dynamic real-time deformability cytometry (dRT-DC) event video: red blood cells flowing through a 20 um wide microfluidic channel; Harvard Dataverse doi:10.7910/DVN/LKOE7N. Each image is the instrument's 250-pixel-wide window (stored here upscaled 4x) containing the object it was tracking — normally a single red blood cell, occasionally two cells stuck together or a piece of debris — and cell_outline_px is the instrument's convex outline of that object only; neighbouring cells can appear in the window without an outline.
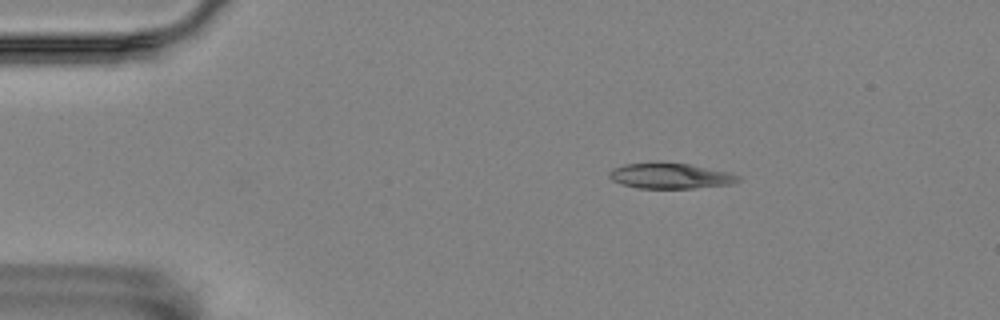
{"species": "Egyptian fruit bat (a non-hibernating species)", "species_latin": "Rousettus aegyptiacus", "temperature_condition": "room temperature", "stored_images_in_passage": 48, "camera_frame_rate_fps": 3000, "um_per_image_px": 0.085, "animal": {"sex": "female"}, "frame": {"image": 1, "passage_image": 1, "time_ms": 0.0, "image_size_px": [1000, 320], "cell_outline_px": [[740, 180], [732, 184], [692, 188], [636, 188], [620, 184], [612, 180], [608, 176], [608, 172], [612, 168], [624, 164], [660, 160], [688, 164], [732, 172], [740, 176]], "centroid_in_image_um": [56.94, 14.92], "position_along_channel_um": 28.1, "area_um2": 19.83}}
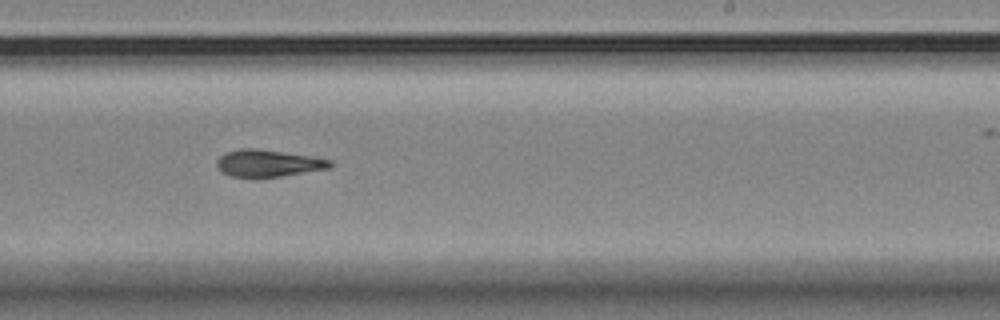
{"frame": {"image": 2, "passage_image": 26, "time_ms": 8.333, "image_size_px": [1000, 320], "cell_outline_px": [[332, 164], [328, 168], [280, 176], [232, 176], [220, 172], [216, 164], [216, 160], [224, 152], [240, 148], [256, 148], [308, 156], [332, 160]], "centroid_in_image_um": [22.72, 13.85], "position_along_channel_um": 266.3, "area_um2": 17.46}}
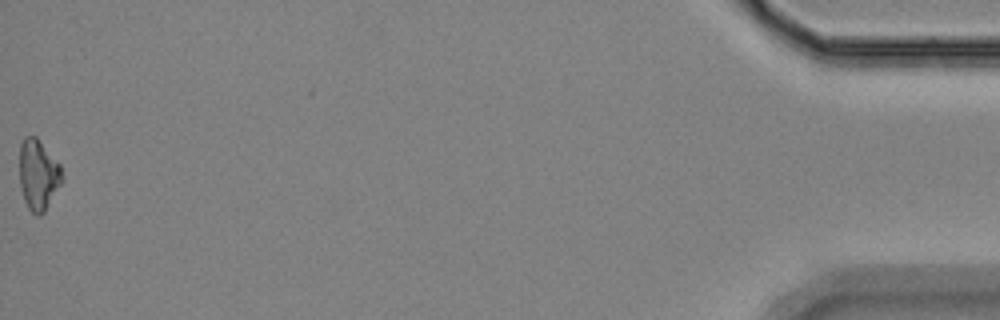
{"frame": {"image": 3, "passage_image": 48, "time_ms": 15.667, "image_size_px": [1000, 320], "cell_outline_px": [[60, 184], [44, 212], [40, 216], [36, 216], [28, 208], [24, 200], [20, 188], [20, 144], [24, 136], [36, 136], [60, 164]], "centroid_in_image_um": [3.21, 14.85], "position_along_channel_um": 432.0, "area_um2": 17.22}, "authors_computed_cell_mechanics": {"area_um2": 18.0914, "velocity_mm_per_s": 3.5433, "shape_relaxation_time_tau1_ms": 7.164, "shape_relaxation_time_tau2_ms": 9.2153, "deformation_change_tau1": 0.1659, "deformation_change_tau2": 0.188}}